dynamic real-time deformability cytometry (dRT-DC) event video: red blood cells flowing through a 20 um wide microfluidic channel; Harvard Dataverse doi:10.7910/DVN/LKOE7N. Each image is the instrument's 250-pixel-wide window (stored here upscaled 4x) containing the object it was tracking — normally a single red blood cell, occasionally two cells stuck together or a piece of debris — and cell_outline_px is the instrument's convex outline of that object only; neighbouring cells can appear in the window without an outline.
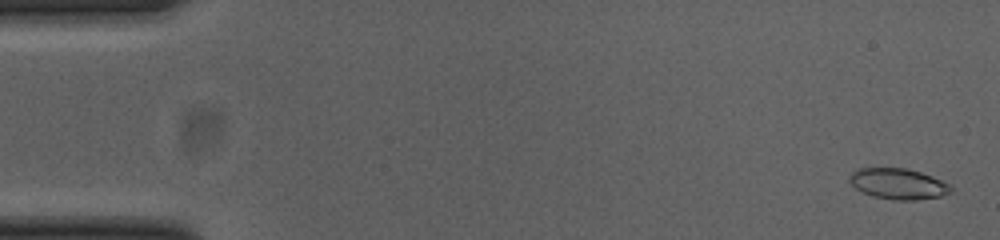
{"species": "common noctule bat (a hibernating species)", "species_latin": "Nyctalus noctula", "temperature_condition": "cold", "stored_images_in_passage": 53, "camera_frame_rate_fps": 3000, "um_per_image_px": 0.085, "animal": {"sex": "female", "body_mass_g": 23.0, "forearm_length_mm": 53.4}, "frame": {"image": 1, "passage_image": 2, "time_ms": 0.333, "image_size_px": [1000, 240], "cell_outline_px": [[952, 192], [940, 196], [916, 200], [892, 200], [872, 196], [856, 188], [848, 180], [848, 176], [856, 168], [904, 168], [920, 172], [932, 176], [952, 184]], "centroid_in_image_um": [76.36, 15.62], "position_along_channel_um": 8.6, "area_um2": 18.32}}
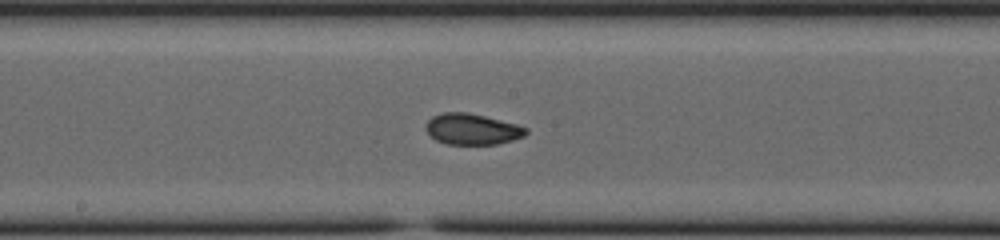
{"frame": {"image": 2, "passage_image": 28, "time_ms": 9.0, "image_size_px": [1000, 240], "cell_outline_px": [[528, 132], [524, 136], [512, 140], [496, 144], [444, 144], [436, 140], [424, 128], [428, 120], [432, 116], [444, 112], [468, 112], [516, 124], [528, 128]], "centroid_in_image_um": [40.12, 10.97], "position_along_channel_um": 208.1, "area_um2": 18.03}}
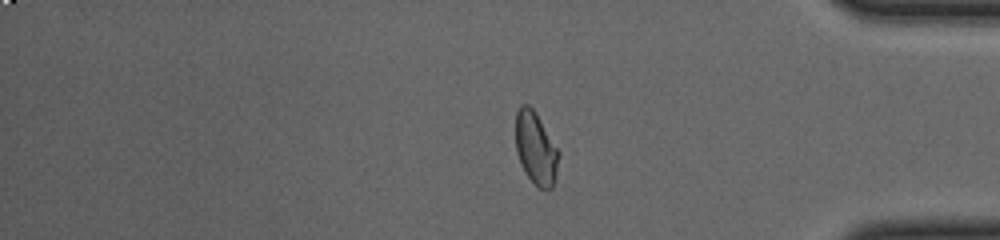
{"frame": {"image": 3, "passage_image": 44, "time_ms": 14.333, "image_size_px": [1000, 240], "cell_outline_px": [[560, 152], [556, 176], [552, 188], [540, 188], [528, 176], [516, 152], [516, 112], [520, 104], [528, 104], [536, 112]], "centroid_in_image_um": [45.55, 12.56], "position_along_channel_um": 389.6, "area_um2": 18.03}, "authors_computed_cell_mechanics": {"area_um2": 18.1492, "velocity_mm_per_s": 3.8407, "shape_relaxation_time_tau1_ms": 10.4007, "shape_relaxation_time_tau2_ms": 1.4712, "deformation_change_tau1": 0.2001, "deformation_change_tau2": 0.0554}}